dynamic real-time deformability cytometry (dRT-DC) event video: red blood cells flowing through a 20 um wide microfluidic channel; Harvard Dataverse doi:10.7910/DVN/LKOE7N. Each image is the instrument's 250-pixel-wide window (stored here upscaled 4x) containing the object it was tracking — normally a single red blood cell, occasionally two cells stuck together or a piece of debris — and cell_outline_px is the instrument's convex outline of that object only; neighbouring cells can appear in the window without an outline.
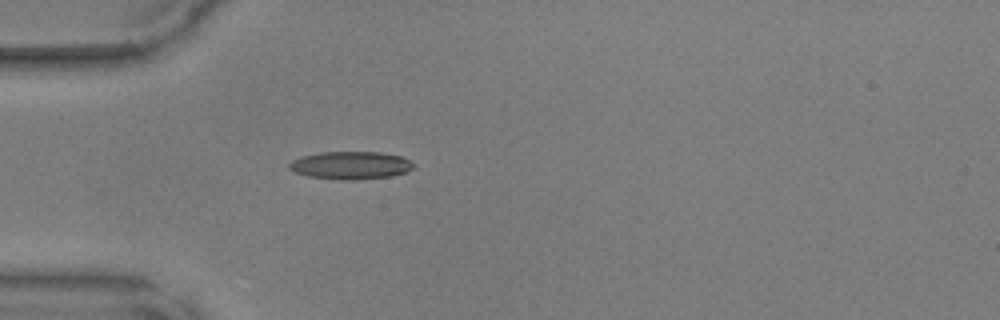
{"species": "common noctule bat (a hibernating species)", "species_latin": "Nyctalus noctula", "temperature_condition": "warm", "stored_images_in_passage": 13, "camera_frame_rate_fps": 3000, "um_per_image_px": 0.085, "animal": {"sex": "male", "body_mass_g": 17.9, "forearm_length_mm": 54.2}, "frame": {"image": 1, "passage_image": 1, "time_ms": 0.0, "image_size_px": [1000, 320], "cell_outline_px": [[416, 164], [408, 172], [392, 176], [356, 180], [340, 180], [308, 176], [296, 172], [288, 168], [288, 164], [292, 160], [300, 156], [320, 152], [380, 152], [400, 156]], "centroid_in_image_um": [29.8, 14.05], "position_along_channel_um": 55.2, "area_um2": 20.29}}